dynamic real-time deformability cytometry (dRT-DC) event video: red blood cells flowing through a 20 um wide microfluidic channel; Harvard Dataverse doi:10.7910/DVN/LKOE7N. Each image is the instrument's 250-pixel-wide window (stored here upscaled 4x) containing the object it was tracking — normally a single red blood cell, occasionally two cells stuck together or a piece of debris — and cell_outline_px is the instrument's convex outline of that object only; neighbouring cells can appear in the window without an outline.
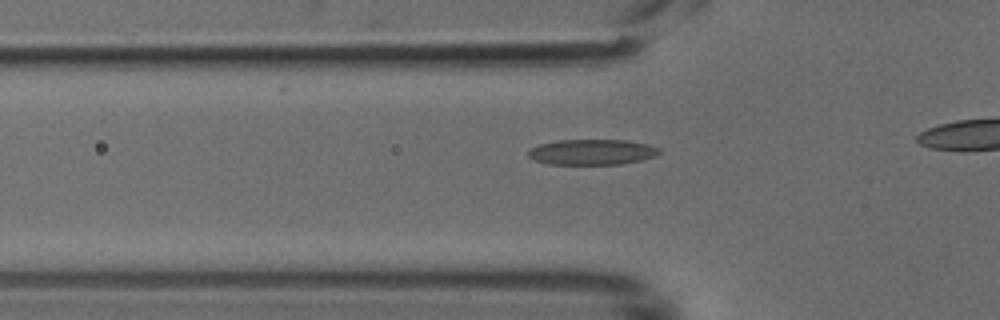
{"species": "common noctule bat (a hibernating species)", "species_latin": "Nyctalus noctula", "temperature_condition": "cold", "stored_images_in_passage": 28, "camera_frame_rate_fps": 3000, "um_per_image_px": 0.085, "animal": {"sex": "male", "body_mass_g": 18.8}, "frame": {"image": 1, "passage_image": 4, "time_ms": 1.0, "image_size_px": [1000, 320], "cell_outline_px": [[660, 152], [656, 156], [640, 160], [620, 164], [548, 164], [536, 160], [528, 156], [528, 152], [532, 148], [540, 144], [556, 140], [628, 140], [648, 144], [660, 148]], "centroid_in_image_um": [50.35, 12.92], "position_along_channel_um": 75.5, "area_um2": 19.42}}
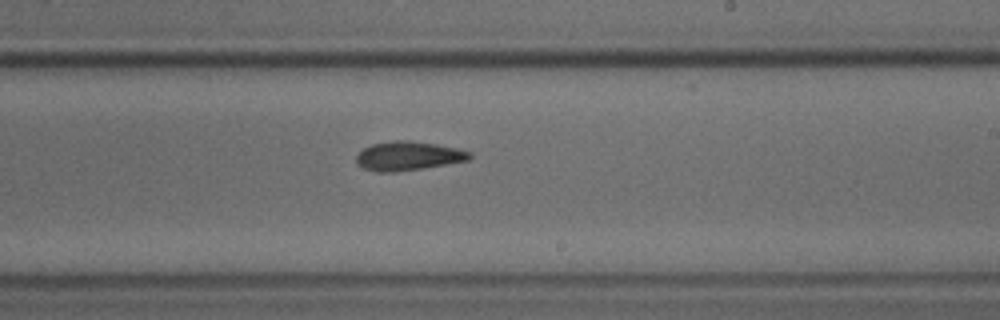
{"frame": {"image": 2, "passage_image": 17, "time_ms": 5.333, "image_size_px": [1000, 320], "cell_outline_px": [[472, 156], [468, 160], [424, 168], [396, 172], [376, 172], [364, 168], [356, 164], [356, 156], [364, 148], [372, 144], [392, 140], [408, 140], [436, 144], [456, 148], [472, 152]], "centroid_in_image_um": [34.68, 13.26], "position_along_channel_um": 254.3, "area_um2": 19.19}}
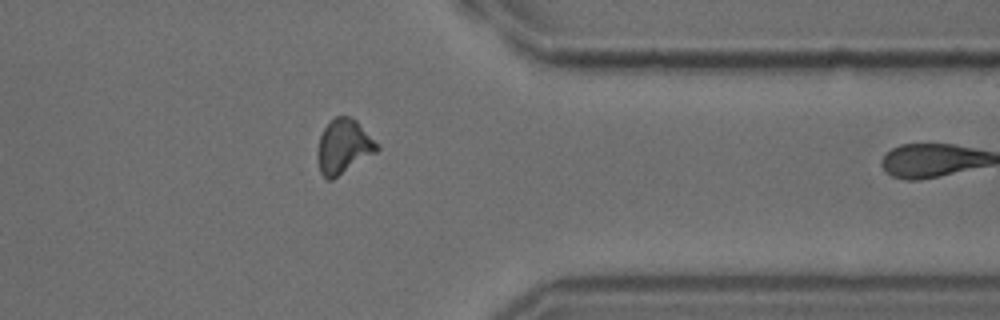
{"frame": {"image": 3, "passage_image": 27, "time_ms": 8.667, "image_size_px": [1000, 320], "cell_outline_px": [[380, 148], [376, 152], [332, 180], [328, 180], [320, 172], [316, 156], [316, 152], [320, 136], [324, 128], [336, 116], [348, 116], [356, 120]], "centroid_in_image_um": [29.16, 12.47], "position_along_channel_um": 382.2, "area_um2": 18.55}}